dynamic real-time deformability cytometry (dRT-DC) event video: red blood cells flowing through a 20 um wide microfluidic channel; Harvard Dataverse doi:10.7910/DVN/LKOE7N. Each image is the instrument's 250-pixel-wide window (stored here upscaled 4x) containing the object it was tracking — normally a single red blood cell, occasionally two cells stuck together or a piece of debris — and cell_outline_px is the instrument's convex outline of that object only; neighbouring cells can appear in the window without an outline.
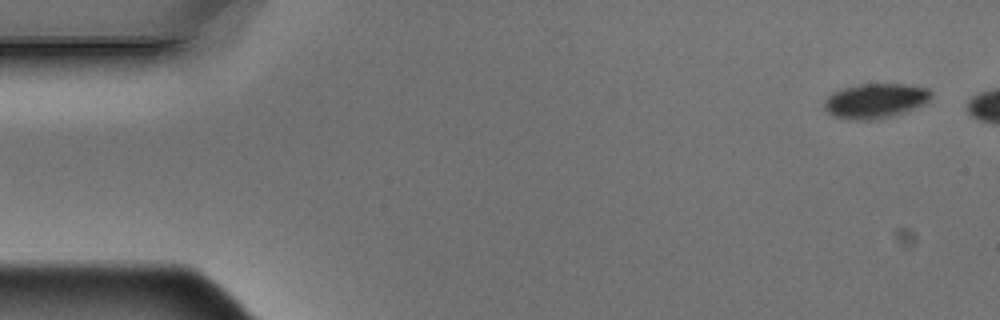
{"species": "Egyptian fruit bat (a non-hibernating species)", "species_latin": "Rousettus aegyptiacus", "temperature_condition": "warm", "stored_images_in_passage": 2, "camera_frame_rate_fps": 3000, "um_per_image_px": 0.085, "animal": {"sex": "male"}, "frame": {"image": 1, "passage_image": 1, "time_ms": 0.0, "image_size_px": [1000, 320], "cell_outline_px": [[932, 96], [924, 104], [904, 112], [892, 116], [872, 120], [848, 120], [832, 116], [824, 108], [824, 100], [832, 92], [840, 88], [860, 84], [904, 84], [928, 88], [932, 92]], "centroid_in_image_um": [74.37, 8.57], "position_along_channel_um": 10.6, "area_um2": 21.85}}